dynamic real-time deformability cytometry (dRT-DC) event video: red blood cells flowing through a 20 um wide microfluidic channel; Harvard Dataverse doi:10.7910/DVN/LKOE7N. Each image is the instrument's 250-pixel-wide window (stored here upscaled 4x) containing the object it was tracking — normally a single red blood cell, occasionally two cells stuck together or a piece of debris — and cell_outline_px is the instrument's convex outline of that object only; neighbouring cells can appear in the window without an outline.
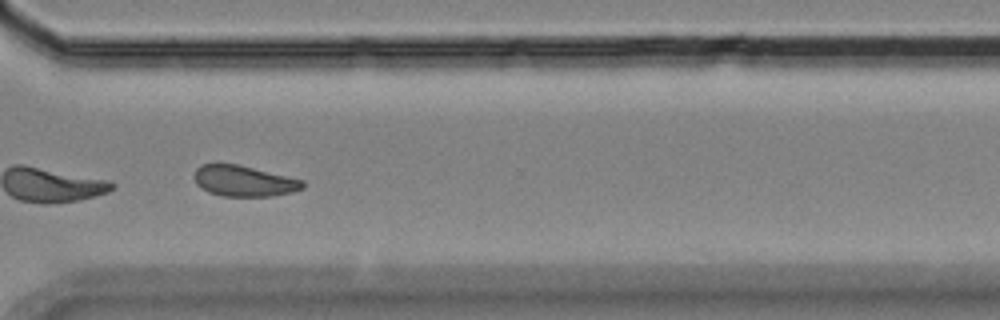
{"species": "Egyptian fruit bat (a non-hibernating species)", "species_latin": "Rousettus aegyptiacus", "temperature_condition": "room temperature", "stored_images_in_passage": 16, "camera_frame_rate_fps": 3000, "um_per_image_px": 0.085, "animal": {"sex": "female"}, "frame": {"image": 1, "passage_image": 12, "time_ms": 13.667, "image_size_px": [1000, 320], "cell_outline_px": [[304, 188], [292, 192], [272, 196], [220, 196], [208, 192], [196, 184], [196, 168], [200, 164], [236, 164], [304, 180]], "centroid_in_image_um": [20.74, 15.39], "position_along_channel_um": 349.9, "area_um2": 19.31}, "authors_computed_cell_mechanics": {"area_um2": 20.9814, "velocity_mm_per_s": 3.5276, "shape_relaxation_time_tau1_ms": null, "shape_relaxation_time_tau2_ms": 2.3839, "deformation_change_tau1": null, "deformation_change_tau2": 0.0785}}